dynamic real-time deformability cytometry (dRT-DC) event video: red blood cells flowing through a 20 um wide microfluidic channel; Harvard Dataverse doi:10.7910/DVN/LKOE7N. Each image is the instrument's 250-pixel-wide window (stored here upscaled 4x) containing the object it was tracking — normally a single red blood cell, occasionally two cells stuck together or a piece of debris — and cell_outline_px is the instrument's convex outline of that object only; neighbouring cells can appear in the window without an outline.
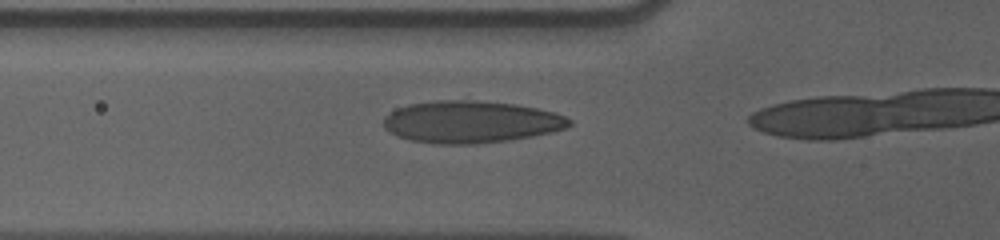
{"species": "human", "species_latin": "Homo sapiens", "temperature_condition": "cold", "stored_images_in_passage": 16, "camera_frame_rate_fps": 3000, "um_per_image_px": 0.085, "donor": {"sex": "male"}, "frame": {"image": 1, "passage_image": 12, "time_ms": 3.667, "image_size_px": [1000, 240], "cell_outline_px": [[572, 124], [564, 128], [552, 132], [532, 136], [508, 140], [476, 144], [432, 144], [412, 140], [396, 136], [388, 132], [384, 128], [384, 116], [396, 108], [408, 104], [432, 100], [476, 100], [516, 104], [556, 112], [572, 120]], "centroid_in_image_um": [39.99, 10.35], "position_along_channel_um": 85.8, "area_um2": 45.95}}
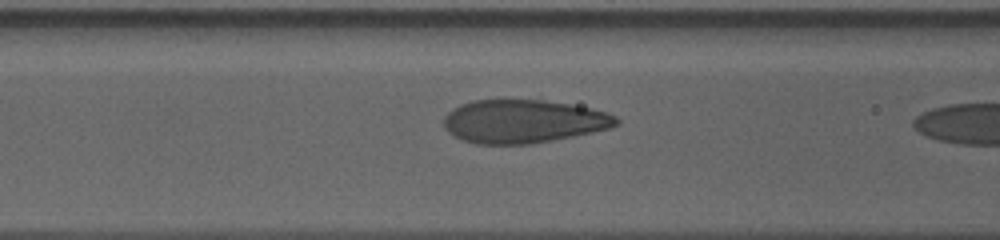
{"frame": {"image": 2, "passage_image": 15, "time_ms": 4.667, "image_size_px": [1000, 240], "cell_outline_px": [[620, 124], [608, 128], [592, 132], [532, 144], [476, 144], [464, 140], [448, 132], [444, 128], [444, 116], [452, 108], [460, 104], [472, 100], [544, 100], [592, 108], [616, 116], [620, 120]], "centroid_in_image_um": [44.46, 10.31], "position_along_channel_um": 122.1, "area_um2": 43.47}}